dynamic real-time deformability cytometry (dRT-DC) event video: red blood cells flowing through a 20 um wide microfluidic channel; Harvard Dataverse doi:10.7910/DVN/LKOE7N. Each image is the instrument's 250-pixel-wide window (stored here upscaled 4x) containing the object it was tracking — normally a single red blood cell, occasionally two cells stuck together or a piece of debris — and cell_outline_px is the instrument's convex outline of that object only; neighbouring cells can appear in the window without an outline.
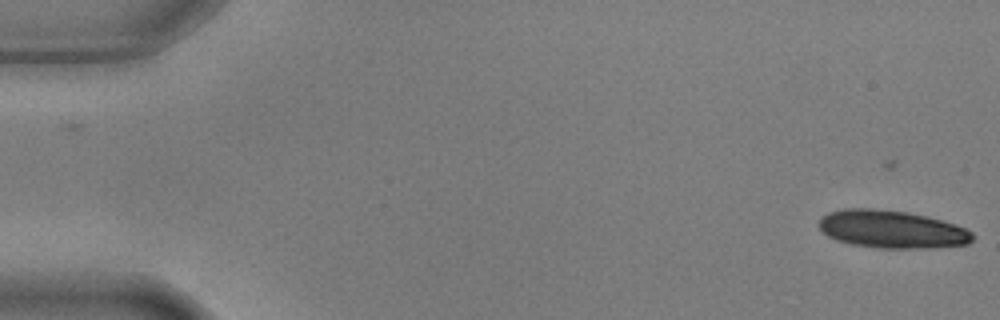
{"species": "common noctule bat (a hibernating species)", "species_latin": "Nyctalus noctula", "temperature_condition": "warm", "stored_images_in_passage": 7, "camera_frame_rate_fps": 3000, "um_per_image_px": 0.085, "animal": {"sex": "male", "body_mass_g": 17.9, "forearm_length_mm": 54.2}, "frame": {"image": 1, "passage_image": 2, "time_ms": 0.333, "image_size_px": [1000, 320], "cell_outline_px": [[972, 240], [968, 244], [928, 248], [880, 248], [852, 244], [836, 240], [828, 236], [816, 224], [820, 216], [828, 212], [844, 208], [872, 208], [908, 212], [928, 216], [956, 224], [972, 232]], "centroid_in_image_um": [75.76, 19.47], "position_along_channel_um": 9.2, "area_um2": 34.04}}